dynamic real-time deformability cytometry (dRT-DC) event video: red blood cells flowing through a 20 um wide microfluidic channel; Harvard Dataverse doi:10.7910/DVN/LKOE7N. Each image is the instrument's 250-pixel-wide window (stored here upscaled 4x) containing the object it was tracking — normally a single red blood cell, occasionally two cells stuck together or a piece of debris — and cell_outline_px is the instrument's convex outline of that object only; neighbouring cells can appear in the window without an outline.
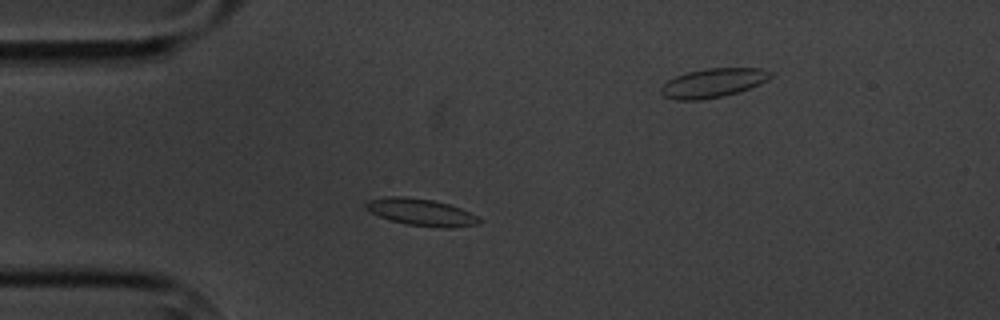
{"species": "common noctule bat (a hibernating species)", "species_latin": "Nyctalus noctula", "temperature_condition": "cold", "stored_images_in_passage": 12, "camera_frame_rate_fps": 3000, "um_per_image_px": 0.085, "animal": {"sex": "male", "body_mass_g": 20.1, "forearm_length_mm": 53.5}, "frame": {"image": 1, "passage_image": 3, "time_ms": 3.333, "image_size_px": [1000, 320], "cell_outline_px": [[484, 220], [480, 224], [448, 228], [440, 228], [408, 224], [392, 220], [380, 216], [364, 208], [364, 204], [368, 200], [384, 196], [404, 196], [432, 200], [448, 204], [460, 208], [480, 216]], "centroid_in_image_um": [35.84, 18.03], "position_along_channel_um": 49.2, "area_um2": 17.92}}
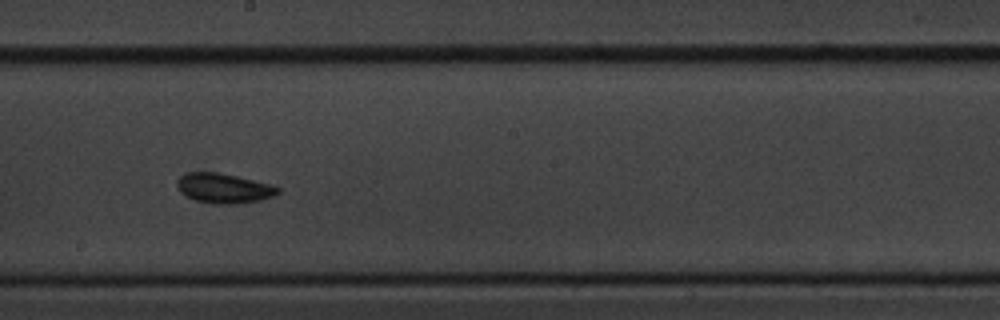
{"frame": {"image": 2, "passage_image": 8, "time_ms": 9.0, "image_size_px": [1000, 320], "cell_outline_px": [[280, 192], [272, 196], [260, 200], [240, 204], [220, 204], [196, 200], [180, 192], [176, 184], [176, 180], [180, 176], [188, 172], [216, 172], [236, 176], [268, 184], [280, 188]], "centroid_in_image_um": [19.0, 16.0], "position_along_channel_um": 229.2, "area_um2": 17.28}}
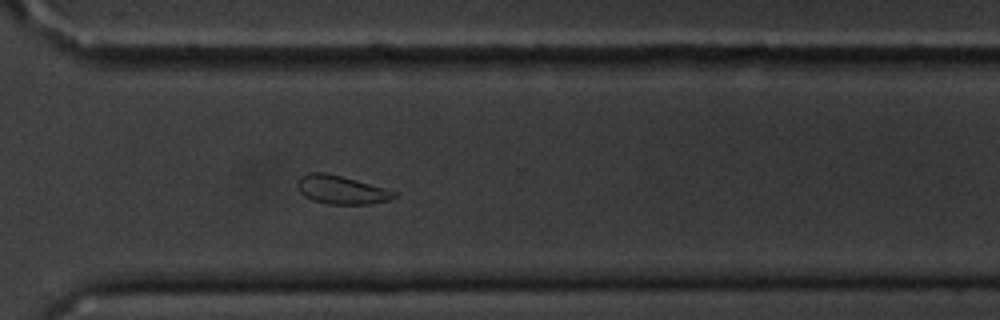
{"frame": {"image": 3, "passage_image": 11, "time_ms": 12.333, "image_size_px": [1000, 320], "cell_outline_px": [[396, 196], [388, 200], [368, 204], [328, 204], [312, 200], [304, 196], [300, 192], [296, 184], [300, 176], [308, 172], [324, 172], [356, 180], [384, 188], [396, 192]], "centroid_in_image_um": [28.95, 16.13], "position_along_channel_um": 341.6, "area_um2": 15.9}}